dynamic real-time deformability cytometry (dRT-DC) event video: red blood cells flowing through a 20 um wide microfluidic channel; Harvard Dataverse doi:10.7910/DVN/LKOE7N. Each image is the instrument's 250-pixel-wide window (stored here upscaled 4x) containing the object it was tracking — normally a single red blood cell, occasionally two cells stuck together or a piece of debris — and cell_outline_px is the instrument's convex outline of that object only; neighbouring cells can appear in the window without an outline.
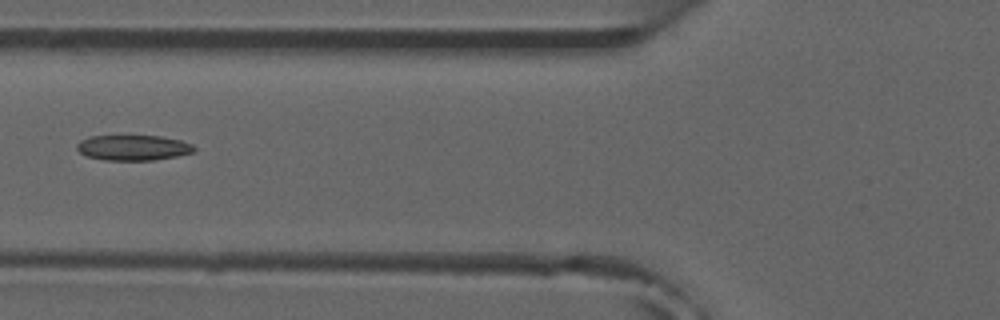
{"species": "common noctule bat (a hibernating species)", "species_latin": "Nyctalus noctula", "temperature_condition": "room temperature", "stored_images_in_passage": 6, "camera_frame_rate_fps": 3000, "um_per_image_px": 0.085, "animal": {"sex": "male", "forearm_length_mm": 52.5}, "frame": {"image": 1, "passage_image": 6, "time_ms": 5.667, "image_size_px": [1000, 320], "cell_outline_px": [[196, 148], [192, 152], [176, 156], [152, 160], [104, 160], [88, 156], [80, 152], [76, 148], [76, 144], [80, 140], [88, 136], [160, 136], [180, 140], [192, 144]], "centroid_in_image_um": [11.29, 12.55], "position_along_channel_um": 114.5, "area_um2": 17.22}}